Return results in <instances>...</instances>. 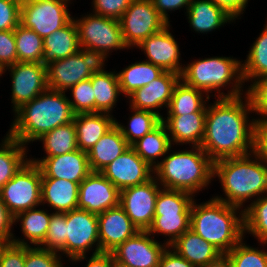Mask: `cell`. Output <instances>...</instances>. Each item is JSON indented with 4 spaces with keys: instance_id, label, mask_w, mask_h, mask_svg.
Masks as SVG:
<instances>
[{
    "instance_id": "36",
    "label": "cell",
    "mask_w": 267,
    "mask_h": 267,
    "mask_svg": "<svg viewBox=\"0 0 267 267\" xmlns=\"http://www.w3.org/2000/svg\"><path fill=\"white\" fill-rule=\"evenodd\" d=\"M36 141H41L46 156H58L78 149L74 121L58 126L44 133Z\"/></svg>"
},
{
    "instance_id": "23",
    "label": "cell",
    "mask_w": 267,
    "mask_h": 267,
    "mask_svg": "<svg viewBox=\"0 0 267 267\" xmlns=\"http://www.w3.org/2000/svg\"><path fill=\"white\" fill-rule=\"evenodd\" d=\"M206 113L167 116V119L163 117L162 122L167 129L171 144H189V146L200 147L205 135Z\"/></svg>"
},
{
    "instance_id": "18",
    "label": "cell",
    "mask_w": 267,
    "mask_h": 267,
    "mask_svg": "<svg viewBox=\"0 0 267 267\" xmlns=\"http://www.w3.org/2000/svg\"><path fill=\"white\" fill-rule=\"evenodd\" d=\"M100 172L120 191L145 183L154 176L153 168L131 146Z\"/></svg>"
},
{
    "instance_id": "43",
    "label": "cell",
    "mask_w": 267,
    "mask_h": 267,
    "mask_svg": "<svg viewBox=\"0 0 267 267\" xmlns=\"http://www.w3.org/2000/svg\"><path fill=\"white\" fill-rule=\"evenodd\" d=\"M72 99H69L74 114L95 113V95L91 80H83L69 88Z\"/></svg>"
},
{
    "instance_id": "22",
    "label": "cell",
    "mask_w": 267,
    "mask_h": 267,
    "mask_svg": "<svg viewBox=\"0 0 267 267\" xmlns=\"http://www.w3.org/2000/svg\"><path fill=\"white\" fill-rule=\"evenodd\" d=\"M97 216L100 253H111L139 231L120 205Z\"/></svg>"
},
{
    "instance_id": "33",
    "label": "cell",
    "mask_w": 267,
    "mask_h": 267,
    "mask_svg": "<svg viewBox=\"0 0 267 267\" xmlns=\"http://www.w3.org/2000/svg\"><path fill=\"white\" fill-rule=\"evenodd\" d=\"M131 147L153 169L159 164L158 158H163L172 147L164 123L161 121L143 138L134 142Z\"/></svg>"
},
{
    "instance_id": "8",
    "label": "cell",
    "mask_w": 267,
    "mask_h": 267,
    "mask_svg": "<svg viewBox=\"0 0 267 267\" xmlns=\"http://www.w3.org/2000/svg\"><path fill=\"white\" fill-rule=\"evenodd\" d=\"M74 21L80 49L95 54L103 63L112 50L128 49L119 20L89 13Z\"/></svg>"
},
{
    "instance_id": "6",
    "label": "cell",
    "mask_w": 267,
    "mask_h": 267,
    "mask_svg": "<svg viewBox=\"0 0 267 267\" xmlns=\"http://www.w3.org/2000/svg\"><path fill=\"white\" fill-rule=\"evenodd\" d=\"M242 62L233 57H210L192 61L184 65L181 80L187 85L203 91L208 96L212 91L218 93L214 97H237L243 94L244 80L242 76ZM231 84V86H229ZM229 86L227 93L221 89Z\"/></svg>"
},
{
    "instance_id": "58",
    "label": "cell",
    "mask_w": 267,
    "mask_h": 267,
    "mask_svg": "<svg viewBox=\"0 0 267 267\" xmlns=\"http://www.w3.org/2000/svg\"><path fill=\"white\" fill-rule=\"evenodd\" d=\"M115 267H125V266H122V265H119V264H115Z\"/></svg>"
},
{
    "instance_id": "24",
    "label": "cell",
    "mask_w": 267,
    "mask_h": 267,
    "mask_svg": "<svg viewBox=\"0 0 267 267\" xmlns=\"http://www.w3.org/2000/svg\"><path fill=\"white\" fill-rule=\"evenodd\" d=\"M79 183L58 178H42L41 204L54 212L65 213L78 208Z\"/></svg>"
},
{
    "instance_id": "11",
    "label": "cell",
    "mask_w": 267,
    "mask_h": 267,
    "mask_svg": "<svg viewBox=\"0 0 267 267\" xmlns=\"http://www.w3.org/2000/svg\"><path fill=\"white\" fill-rule=\"evenodd\" d=\"M119 21L128 49L137 48L143 40L168 25L154 8L152 0H133Z\"/></svg>"
},
{
    "instance_id": "25",
    "label": "cell",
    "mask_w": 267,
    "mask_h": 267,
    "mask_svg": "<svg viewBox=\"0 0 267 267\" xmlns=\"http://www.w3.org/2000/svg\"><path fill=\"white\" fill-rule=\"evenodd\" d=\"M43 44L41 64L44 66L76 54L80 50V46L74 17L67 25L45 37Z\"/></svg>"
},
{
    "instance_id": "15",
    "label": "cell",
    "mask_w": 267,
    "mask_h": 267,
    "mask_svg": "<svg viewBox=\"0 0 267 267\" xmlns=\"http://www.w3.org/2000/svg\"><path fill=\"white\" fill-rule=\"evenodd\" d=\"M7 70L12 78L13 112L48 89L46 66L41 63L16 62L4 68L2 74Z\"/></svg>"
},
{
    "instance_id": "21",
    "label": "cell",
    "mask_w": 267,
    "mask_h": 267,
    "mask_svg": "<svg viewBox=\"0 0 267 267\" xmlns=\"http://www.w3.org/2000/svg\"><path fill=\"white\" fill-rule=\"evenodd\" d=\"M180 79L181 75L165 71L160 77L148 85L136 89L127 97V99L130 98V108L156 112L163 118L158 109L165 106L168 108L174 88Z\"/></svg>"
},
{
    "instance_id": "50",
    "label": "cell",
    "mask_w": 267,
    "mask_h": 267,
    "mask_svg": "<svg viewBox=\"0 0 267 267\" xmlns=\"http://www.w3.org/2000/svg\"><path fill=\"white\" fill-rule=\"evenodd\" d=\"M254 153L267 164V118L256 120Z\"/></svg>"
},
{
    "instance_id": "34",
    "label": "cell",
    "mask_w": 267,
    "mask_h": 267,
    "mask_svg": "<svg viewBox=\"0 0 267 267\" xmlns=\"http://www.w3.org/2000/svg\"><path fill=\"white\" fill-rule=\"evenodd\" d=\"M165 71L148 61L131 63L117 73L122 95L127 98L136 89L148 85Z\"/></svg>"
},
{
    "instance_id": "13",
    "label": "cell",
    "mask_w": 267,
    "mask_h": 267,
    "mask_svg": "<svg viewBox=\"0 0 267 267\" xmlns=\"http://www.w3.org/2000/svg\"><path fill=\"white\" fill-rule=\"evenodd\" d=\"M90 250L100 253L98 216L79 208L66 212V257L87 256Z\"/></svg>"
},
{
    "instance_id": "47",
    "label": "cell",
    "mask_w": 267,
    "mask_h": 267,
    "mask_svg": "<svg viewBox=\"0 0 267 267\" xmlns=\"http://www.w3.org/2000/svg\"><path fill=\"white\" fill-rule=\"evenodd\" d=\"M133 0H92V13L120 20Z\"/></svg>"
},
{
    "instance_id": "28",
    "label": "cell",
    "mask_w": 267,
    "mask_h": 267,
    "mask_svg": "<svg viewBox=\"0 0 267 267\" xmlns=\"http://www.w3.org/2000/svg\"><path fill=\"white\" fill-rule=\"evenodd\" d=\"M109 113L76 114L74 124L78 149L88 151L109 129L115 125Z\"/></svg>"
},
{
    "instance_id": "38",
    "label": "cell",
    "mask_w": 267,
    "mask_h": 267,
    "mask_svg": "<svg viewBox=\"0 0 267 267\" xmlns=\"http://www.w3.org/2000/svg\"><path fill=\"white\" fill-rule=\"evenodd\" d=\"M130 109L133 114L131 117L129 116L128 126L120 124L117 120H115V124L131 146L138 139L143 138L153 130L162 121V118L156 112L149 110Z\"/></svg>"
},
{
    "instance_id": "29",
    "label": "cell",
    "mask_w": 267,
    "mask_h": 267,
    "mask_svg": "<svg viewBox=\"0 0 267 267\" xmlns=\"http://www.w3.org/2000/svg\"><path fill=\"white\" fill-rule=\"evenodd\" d=\"M169 247L196 267H203L222 254L215 246L197 235L191 228Z\"/></svg>"
},
{
    "instance_id": "40",
    "label": "cell",
    "mask_w": 267,
    "mask_h": 267,
    "mask_svg": "<svg viewBox=\"0 0 267 267\" xmlns=\"http://www.w3.org/2000/svg\"><path fill=\"white\" fill-rule=\"evenodd\" d=\"M17 62L41 63L44 51L43 38L35 31L18 25L14 30Z\"/></svg>"
},
{
    "instance_id": "53",
    "label": "cell",
    "mask_w": 267,
    "mask_h": 267,
    "mask_svg": "<svg viewBox=\"0 0 267 267\" xmlns=\"http://www.w3.org/2000/svg\"><path fill=\"white\" fill-rule=\"evenodd\" d=\"M217 6L223 9L234 20L245 12L249 0H212ZM244 11V12H243Z\"/></svg>"
},
{
    "instance_id": "32",
    "label": "cell",
    "mask_w": 267,
    "mask_h": 267,
    "mask_svg": "<svg viewBox=\"0 0 267 267\" xmlns=\"http://www.w3.org/2000/svg\"><path fill=\"white\" fill-rule=\"evenodd\" d=\"M204 94L206 97H204ZM210 96L201 90L187 85L183 80L176 84L169 106L168 116L187 115L196 112H207V101Z\"/></svg>"
},
{
    "instance_id": "17",
    "label": "cell",
    "mask_w": 267,
    "mask_h": 267,
    "mask_svg": "<svg viewBox=\"0 0 267 267\" xmlns=\"http://www.w3.org/2000/svg\"><path fill=\"white\" fill-rule=\"evenodd\" d=\"M120 190L101 172H91L80 184L78 208L99 215L118 206Z\"/></svg>"
},
{
    "instance_id": "54",
    "label": "cell",
    "mask_w": 267,
    "mask_h": 267,
    "mask_svg": "<svg viewBox=\"0 0 267 267\" xmlns=\"http://www.w3.org/2000/svg\"><path fill=\"white\" fill-rule=\"evenodd\" d=\"M158 267H196L178 255L173 249L167 247L163 252Z\"/></svg>"
},
{
    "instance_id": "16",
    "label": "cell",
    "mask_w": 267,
    "mask_h": 267,
    "mask_svg": "<svg viewBox=\"0 0 267 267\" xmlns=\"http://www.w3.org/2000/svg\"><path fill=\"white\" fill-rule=\"evenodd\" d=\"M168 246L159 243L148 231H138L111 253L115 263L125 267H158Z\"/></svg>"
},
{
    "instance_id": "4",
    "label": "cell",
    "mask_w": 267,
    "mask_h": 267,
    "mask_svg": "<svg viewBox=\"0 0 267 267\" xmlns=\"http://www.w3.org/2000/svg\"><path fill=\"white\" fill-rule=\"evenodd\" d=\"M195 201L191 207L190 228L221 253H228L244 238V209L240 211L213 197L201 204Z\"/></svg>"
},
{
    "instance_id": "49",
    "label": "cell",
    "mask_w": 267,
    "mask_h": 267,
    "mask_svg": "<svg viewBox=\"0 0 267 267\" xmlns=\"http://www.w3.org/2000/svg\"><path fill=\"white\" fill-rule=\"evenodd\" d=\"M25 246L12 242L3 249L0 256V267H24Z\"/></svg>"
},
{
    "instance_id": "30",
    "label": "cell",
    "mask_w": 267,
    "mask_h": 267,
    "mask_svg": "<svg viewBox=\"0 0 267 267\" xmlns=\"http://www.w3.org/2000/svg\"><path fill=\"white\" fill-rule=\"evenodd\" d=\"M36 208L39 207L20 212L14 217V225L16 222L20 221L21 232L23 233L24 239H17L15 235H13L11 239L12 243L30 247L32 245L33 247V245L39 246L44 241L52 213H48L46 209Z\"/></svg>"
},
{
    "instance_id": "14",
    "label": "cell",
    "mask_w": 267,
    "mask_h": 267,
    "mask_svg": "<svg viewBox=\"0 0 267 267\" xmlns=\"http://www.w3.org/2000/svg\"><path fill=\"white\" fill-rule=\"evenodd\" d=\"M161 185L153 176L145 183L120 191L119 205L139 231H148L154 220L157 195Z\"/></svg>"
},
{
    "instance_id": "20",
    "label": "cell",
    "mask_w": 267,
    "mask_h": 267,
    "mask_svg": "<svg viewBox=\"0 0 267 267\" xmlns=\"http://www.w3.org/2000/svg\"><path fill=\"white\" fill-rule=\"evenodd\" d=\"M137 47L146 54L145 61L159 66L164 71L182 74L184 66L179 62L181 53L177 41L170 33V24L143 40Z\"/></svg>"
},
{
    "instance_id": "2",
    "label": "cell",
    "mask_w": 267,
    "mask_h": 267,
    "mask_svg": "<svg viewBox=\"0 0 267 267\" xmlns=\"http://www.w3.org/2000/svg\"><path fill=\"white\" fill-rule=\"evenodd\" d=\"M65 93L47 89L24 103L13 114L8 134L26 146L44 133L72 122L75 114Z\"/></svg>"
},
{
    "instance_id": "12",
    "label": "cell",
    "mask_w": 267,
    "mask_h": 267,
    "mask_svg": "<svg viewBox=\"0 0 267 267\" xmlns=\"http://www.w3.org/2000/svg\"><path fill=\"white\" fill-rule=\"evenodd\" d=\"M103 64L95 55L79 50L76 54L60 59L46 66L48 89L64 91L77 83L91 78Z\"/></svg>"
},
{
    "instance_id": "45",
    "label": "cell",
    "mask_w": 267,
    "mask_h": 267,
    "mask_svg": "<svg viewBox=\"0 0 267 267\" xmlns=\"http://www.w3.org/2000/svg\"><path fill=\"white\" fill-rule=\"evenodd\" d=\"M246 93L252 104V109L261 120L267 118V75L255 79L250 86L246 88Z\"/></svg>"
},
{
    "instance_id": "46",
    "label": "cell",
    "mask_w": 267,
    "mask_h": 267,
    "mask_svg": "<svg viewBox=\"0 0 267 267\" xmlns=\"http://www.w3.org/2000/svg\"><path fill=\"white\" fill-rule=\"evenodd\" d=\"M21 1L0 0V31L15 30L20 24Z\"/></svg>"
},
{
    "instance_id": "1",
    "label": "cell",
    "mask_w": 267,
    "mask_h": 267,
    "mask_svg": "<svg viewBox=\"0 0 267 267\" xmlns=\"http://www.w3.org/2000/svg\"><path fill=\"white\" fill-rule=\"evenodd\" d=\"M244 93L245 100L242 95L217 98L207 106L200 147L213 162L254 152L256 119L248 117L254 111L246 90Z\"/></svg>"
},
{
    "instance_id": "10",
    "label": "cell",
    "mask_w": 267,
    "mask_h": 267,
    "mask_svg": "<svg viewBox=\"0 0 267 267\" xmlns=\"http://www.w3.org/2000/svg\"><path fill=\"white\" fill-rule=\"evenodd\" d=\"M67 0H25L21 3L20 25L43 39L67 25L73 17Z\"/></svg>"
},
{
    "instance_id": "37",
    "label": "cell",
    "mask_w": 267,
    "mask_h": 267,
    "mask_svg": "<svg viewBox=\"0 0 267 267\" xmlns=\"http://www.w3.org/2000/svg\"><path fill=\"white\" fill-rule=\"evenodd\" d=\"M246 60L242 63L244 83L267 75V22L262 33L251 45Z\"/></svg>"
},
{
    "instance_id": "48",
    "label": "cell",
    "mask_w": 267,
    "mask_h": 267,
    "mask_svg": "<svg viewBox=\"0 0 267 267\" xmlns=\"http://www.w3.org/2000/svg\"><path fill=\"white\" fill-rule=\"evenodd\" d=\"M17 62L14 30L0 31V70Z\"/></svg>"
},
{
    "instance_id": "27",
    "label": "cell",
    "mask_w": 267,
    "mask_h": 267,
    "mask_svg": "<svg viewBox=\"0 0 267 267\" xmlns=\"http://www.w3.org/2000/svg\"><path fill=\"white\" fill-rule=\"evenodd\" d=\"M190 27L197 33L215 31L227 22H233V18L212 0H192L185 12Z\"/></svg>"
},
{
    "instance_id": "55",
    "label": "cell",
    "mask_w": 267,
    "mask_h": 267,
    "mask_svg": "<svg viewBox=\"0 0 267 267\" xmlns=\"http://www.w3.org/2000/svg\"><path fill=\"white\" fill-rule=\"evenodd\" d=\"M14 224V217L9 213L6 206L0 199V236L5 237L9 242L13 237L12 226Z\"/></svg>"
},
{
    "instance_id": "57",
    "label": "cell",
    "mask_w": 267,
    "mask_h": 267,
    "mask_svg": "<svg viewBox=\"0 0 267 267\" xmlns=\"http://www.w3.org/2000/svg\"><path fill=\"white\" fill-rule=\"evenodd\" d=\"M9 244V241L5 237L0 236V256L3 249Z\"/></svg>"
},
{
    "instance_id": "35",
    "label": "cell",
    "mask_w": 267,
    "mask_h": 267,
    "mask_svg": "<svg viewBox=\"0 0 267 267\" xmlns=\"http://www.w3.org/2000/svg\"><path fill=\"white\" fill-rule=\"evenodd\" d=\"M0 143V189L14 177L19 169L30 159L28 146L12 138L8 133Z\"/></svg>"
},
{
    "instance_id": "56",
    "label": "cell",
    "mask_w": 267,
    "mask_h": 267,
    "mask_svg": "<svg viewBox=\"0 0 267 267\" xmlns=\"http://www.w3.org/2000/svg\"><path fill=\"white\" fill-rule=\"evenodd\" d=\"M203 267H232V265L228 254L222 253L215 260L210 261Z\"/></svg>"
},
{
    "instance_id": "19",
    "label": "cell",
    "mask_w": 267,
    "mask_h": 267,
    "mask_svg": "<svg viewBox=\"0 0 267 267\" xmlns=\"http://www.w3.org/2000/svg\"><path fill=\"white\" fill-rule=\"evenodd\" d=\"M30 160L38 165L42 178L66 179L80 184L92 172L87 152L80 149L58 156Z\"/></svg>"
},
{
    "instance_id": "9",
    "label": "cell",
    "mask_w": 267,
    "mask_h": 267,
    "mask_svg": "<svg viewBox=\"0 0 267 267\" xmlns=\"http://www.w3.org/2000/svg\"><path fill=\"white\" fill-rule=\"evenodd\" d=\"M41 182L40 168L29 159L0 189V199L13 217L42 205Z\"/></svg>"
},
{
    "instance_id": "52",
    "label": "cell",
    "mask_w": 267,
    "mask_h": 267,
    "mask_svg": "<svg viewBox=\"0 0 267 267\" xmlns=\"http://www.w3.org/2000/svg\"><path fill=\"white\" fill-rule=\"evenodd\" d=\"M86 257L87 256H80L69 261L76 263L87 259V264H85L86 267H115L116 264L112 253L101 252L94 255L92 254L89 260Z\"/></svg>"
},
{
    "instance_id": "51",
    "label": "cell",
    "mask_w": 267,
    "mask_h": 267,
    "mask_svg": "<svg viewBox=\"0 0 267 267\" xmlns=\"http://www.w3.org/2000/svg\"><path fill=\"white\" fill-rule=\"evenodd\" d=\"M154 8L160 14V16L170 24L168 12L183 9L185 7L186 12L189 8L192 0H152Z\"/></svg>"
},
{
    "instance_id": "7",
    "label": "cell",
    "mask_w": 267,
    "mask_h": 267,
    "mask_svg": "<svg viewBox=\"0 0 267 267\" xmlns=\"http://www.w3.org/2000/svg\"><path fill=\"white\" fill-rule=\"evenodd\" d=\"M194 196L190 193L161 188L157 195L154 220L148 232L168 236L169 247L184 232L190 229L191 207Z\"/></svg>"
},
{
    "instance_id": "31",
    "label": "cell",
    "mask_w": 267,
    "mask_h": 267,
    "mask_svg": "<svg viewBox=\"0 0 267 267\" xmlns=\"http://www.w3.org/2000/svg\"><path fill=\"white\" fill-rule=\"evenodd\" d=\"M104 66L105 63L101 64L90 78L95 95V113L112 114L122 93L117 73L104 70Z\"/></svg>"
},
{
    "instance_id": "42",
    "label": "cell",
    "mask_w": 267,
    "mask_h": 267,
    "mask_svg": "<svg viewBox=\"0 0 267 267\" xmlns=\"http://www.w3.org/2000/svg\"><path fill=\"white\" fill-rule=\"evenodd\" d=\"M244 239L227 253L232 267H267V251L246 245Z\"/></svg>"
},
{
    "instance_id": "26",
    "label": "cell",
    "mask_w": 267,
    "mask_h": 267,
    "mask_svg": "<svg viewBox=\"0 0 267 267\" xmlns=\"http://www.w3.org/2000/svg\"><path fill=\"white\" fill-rule=\"evenodd\" d=\"M129 147L115 124L87 151L91 171L100 172Z\"/></svg>"
},
{
    "instance_id": "39",
    "label": "cell",
    "mask_w": 267,
    "mask_h": 267,
    "mask_svg": "<svg viewBox=\"0 0 267 267\" xmlns=\"http://www.w3.org/2000/svg\"><path fill=\"white\" fill-rule=\"evenodd\" d=\"M246 233L257 238L262 246L267 244V194L254 199L244 209V235Z\"/></svg>"
},
{
    "instance_id": "5",
    "label": "cell",
    "mask_w": 267,
    "mask_h": 267,
    "mask_svg": "<svg viewBox=\"0 0 267 267\" xmlns=\"http://www.w3.org/2000/svg\"><path fill=\"white\" fill-rule=\"evenodd\" d=\"M171 152L168 150L153 169L154 177L162 188L192 194L205 190L213 181V161L201 147Z\"/></svg>"
},
{
    "instance_id": "3",
    "label": "cell",
    "mask_w": 267,
    "mask_h": 267,
    "mask_svg": "<svg viewBox=\"0 0 267 267\" xmlns=\"http://www.w3.org/2000/svg\"><path fill=\"white\" fill-rule=\"evenodd\" d=\"M216 177L226 197L213 198L228 205L241 209L247 200L253 202L251 198L267 194V164L254 152L213 162V178Z\"/></svg>"
},
{
    "instance_id": "44",
    "label": "cell",
    "mask_w": 267,
    "mask_h": 267,
    "mask_svg": "<svg viewBox=\"0 0 267 267\" xmlns=\"http://www.w3.org/2000/svg\"><path fill=\"white\" fill-rule=\"evenodd\" d=\"M59 253L36 246H25L24 267H64Z\"/></svg>"
},
{
    "instance_id": "41",
    "label": "cell",
    "mask_w": 267,
    "mask_h": 267,
    "mask_svg": "<svg viewBox=\"0 0 267 267\" xmlns=\"http://www.w3.org/2000/svg\"><path fill=\"white\" fill-rule=\"evenodd\" d=\"M38 247L66 256V212H52L46 237Z\"/></svg>"
}]
</instances>
